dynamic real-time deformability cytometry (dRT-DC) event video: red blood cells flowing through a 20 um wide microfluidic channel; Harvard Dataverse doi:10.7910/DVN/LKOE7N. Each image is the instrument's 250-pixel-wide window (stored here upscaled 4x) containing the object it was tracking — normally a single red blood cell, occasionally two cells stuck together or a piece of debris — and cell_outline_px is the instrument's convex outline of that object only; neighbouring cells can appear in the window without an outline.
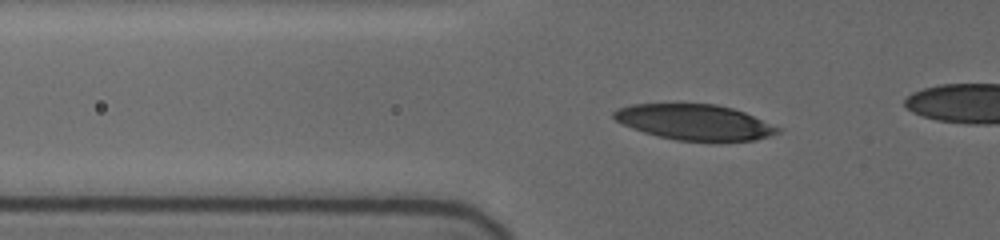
{"species": "human", "species_latin": "Homo sapiens", "temperature_condition": "cold", "stored_images_in_passage": 50, "camera_frame_rate_fps": 3000, "um_per_image_px": 0.085, "donor": {"sex": "female"}, "frame": {"image": 1, "passage_image": 20, "time_ms": 7.0, "image_size_px": [1000, 240], "cell_outline_px": [[784, 128], [780, 132], [756, 140], [716, 144], [676, 140], [644, 132], [632, 128], [616, 120], [612, 116], [612, 112], [616, 108], [632, 104], [716, 104], [732, 108], [744, 112]], "centroid_in_image_um": [59.12, 10.42], "position_along_channel_um": 66.7, "area_um2": 34.85}}
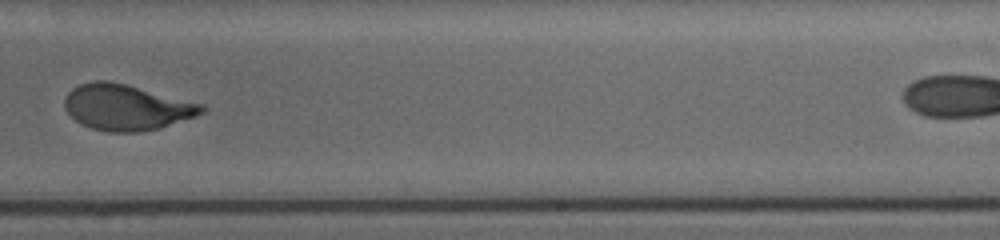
{"frame": {"image": 2, "passage_image": 38, "time_ms": 13.0, "image_size_px": [1000, 240], "cell_outline_px": [[208, 108], [204, 112], [196, 116], [160, 128], [140, 132], [108, 132], [92, 128], [80, 124], [68, 112], [64, 104], [64, 100], [68, 92], [72, 88], [80, 84], [92, 80], [104, 80], [124, 84], [204, 104]], "centroid_in_image_um": [10.76, 9.13], "position_along_channel_um": 278.2, "area_um2": 36.47}}
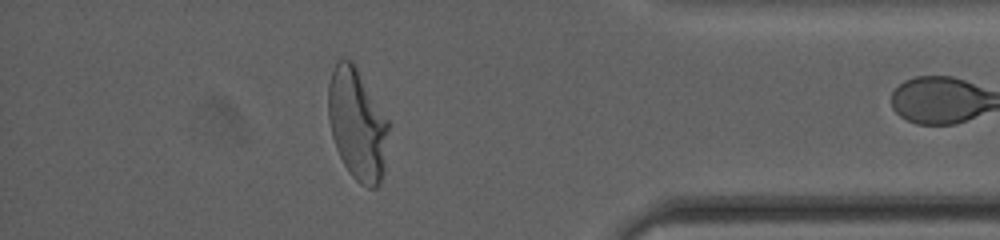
{"frame": {"image": 3, "passage_image": 49, "time_ms": 17.0, "image_size_px": [1000, 240], "cell_outline_px": [[388, 128], [384, 168], [380, 184], [376, 188], [368, 188], [360, 184], [348, 172], [336, 148], [332, 136], [328, 120], [328, 84], [332, 68], [340, 60], [352, 60], [388, 120]], "centroid_in_image_um": [30.35, 10.58], "position_along_channel_um": 404.9, "area_um2": 38.96}}